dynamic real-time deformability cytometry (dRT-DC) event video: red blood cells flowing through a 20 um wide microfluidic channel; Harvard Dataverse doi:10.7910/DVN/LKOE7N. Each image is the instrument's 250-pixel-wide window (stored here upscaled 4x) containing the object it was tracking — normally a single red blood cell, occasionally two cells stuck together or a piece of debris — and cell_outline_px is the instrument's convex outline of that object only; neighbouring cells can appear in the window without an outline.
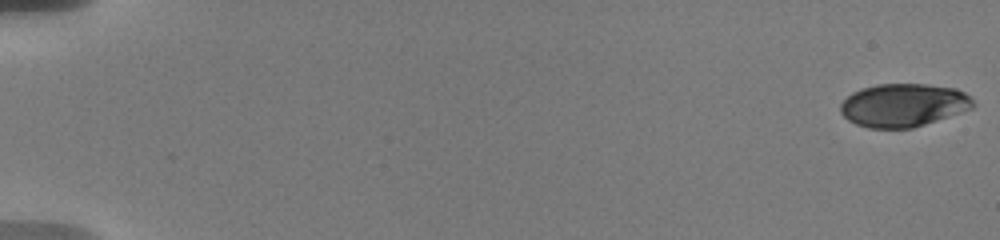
{"species": "human", "species_latin": "Homo sapiens", "temperature_condition": "warm", "stored_images_in_passage": 44, "camera_frame_rate_fps": 3000, "um_per_image_px": 0.085, "donor": {"sex": "male"}, "frame": {"image": 1, "passage_image": 1, "time_ms": 0.0, "image_size_px": [1000, 240], "cell_outline_px": [[976, 104], [972, 108], [912, 128], [868, 128], [856, 124], [848, 120], [840, 112], [840, 104], [852, 92], [876, 84], [928, 84], [956, 88], [964, 92]], "centroid_in_image_um": [76.77, 8.93], "position_along_channel_um": 8.2, "area_um2": 33.18}}
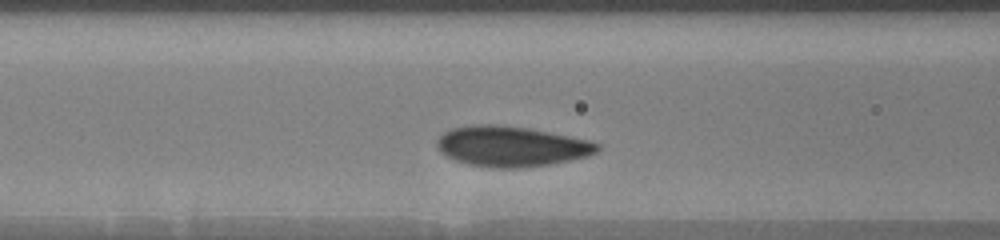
{"frame": {"image": 2, "passage_image": 21, "time_ms": 6.667, "image_size_px": [1000, 240], "cell_outline_px": [[600, 148], [596, 152], [588, 156], [548, 164], [520, 168], [496, 168], [468, 164], [456, 160], [440, 152], [436, 144], [436, 140], [444, 132], [452, 128], [476, 124], [496, 124], [528, 128], [588, 140], [600, 144]], "centroid_in_image_um": [43.44, 12.43], "position_along_channel_um": 123.2, "area_um2": 37.45}}
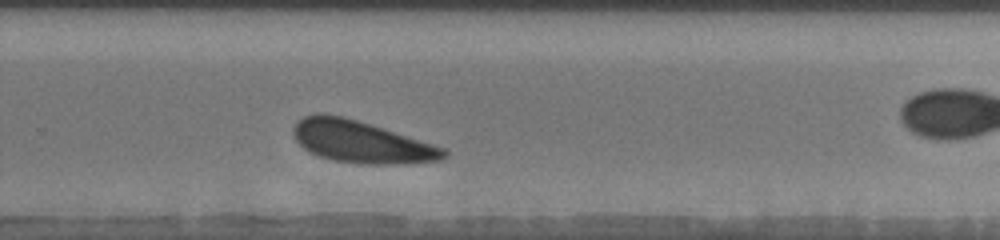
{"frame": {"image": 3, "passage_image": 37, "time_ms": 11.667, "image_size_px": [1000, 240], "cell_outline_px": [[448, 156], [440, 160], [408, 164], [360, 164], [332, 160], [308, 152], [296, 140], [292, 132], [292, 128], [304, 116], [320, 112], [344, 116], [432, 144], [444, 148], [448, 152]], "centroid_in_image_um": [30.68, 12.07], "position_along_channel_um": 299.1, "area_um2": 36.7}}